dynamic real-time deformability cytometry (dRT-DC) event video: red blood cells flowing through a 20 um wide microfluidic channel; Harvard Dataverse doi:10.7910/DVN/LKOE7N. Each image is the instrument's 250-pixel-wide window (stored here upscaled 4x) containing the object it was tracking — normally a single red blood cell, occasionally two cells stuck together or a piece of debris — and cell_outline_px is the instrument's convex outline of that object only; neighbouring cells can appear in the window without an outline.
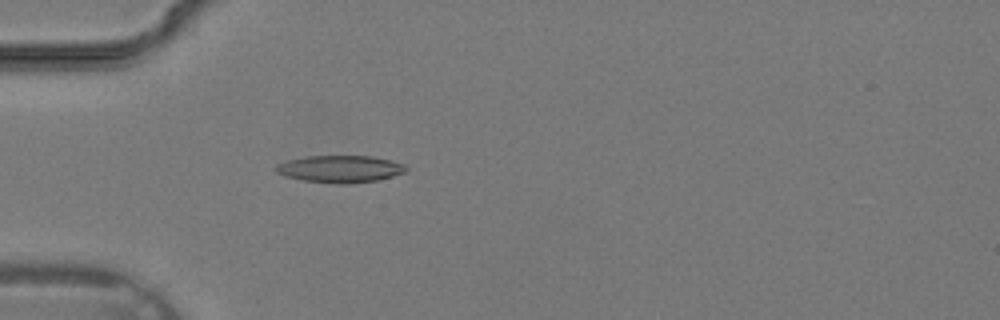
{"species": "common noctule bat (a hibernating species)", "species_latin": "Nyctalus noctula", "temperature_condition": "warm", "stored_images_in_passage": 32, "camera_frame_rate_fps": 3000, "um_per_image_px": 0.085, "animal": {"sex": "male", "body_mass_g": 19.2, "forearm_length_mm": 51.8}, "frame": {"image": 1, "passage_image": 7, "time_ms": 2.0, "image_size_px": [1000, 320], "cell_outline_px": [[408, 168], [404, 172], [392, 176], [376, 180], [344, 184], [340, 184], [304, 180], [284, 176], [276, 172], [276, 164], [288, 160], [308, 156], [372, 156], [404, 164]], "centroid_in_image_um": [28.89, 14.35], "position_along_channel_um": 56.1, "area_um2": 20.29}}
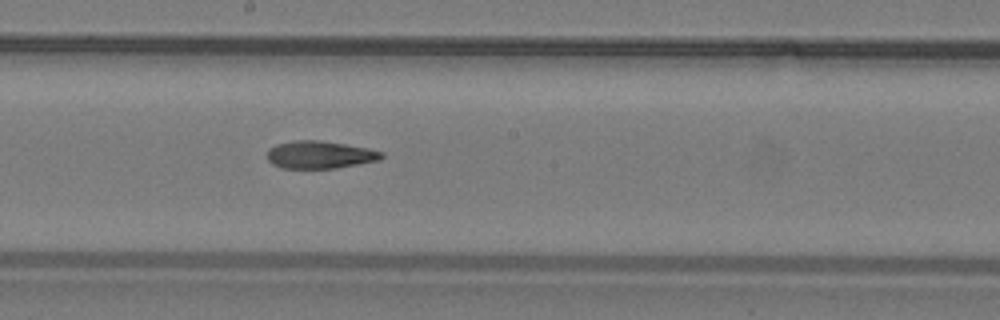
{"frame": {"image": 2, "passage_image": 16, "time_ms": 5.0, "image_size_px": [1000, 320], "cell_outline_px": [[384, 156], [380, 160], [336, 168], [280, 168], [272, 164], [268, 160], [268, 148], [276, 144], [292, 140], [320, 140], [368, 148], [384, 152]], "centroid_in_image_um": [27.18, 13.15], "position_along_channel_um": 221.0, "area_um2": 18.5}}
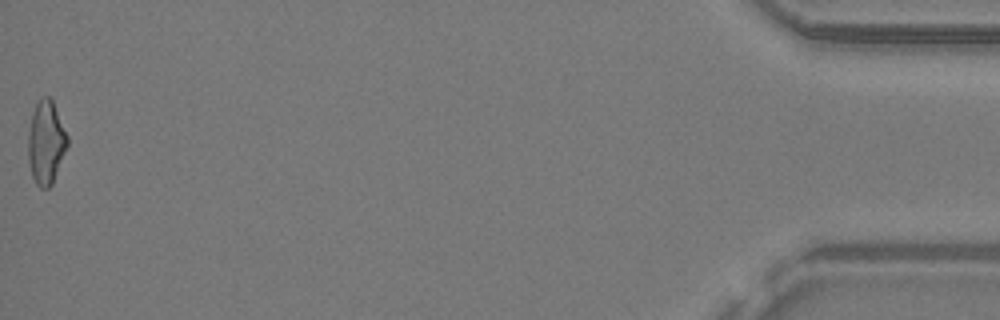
{"frame": {"image": 3, "passage_image": 32, "time_ms": 10.333, "image_size_px": [1000, 320], "cell_outline_px": [[68, 144], [52, 184], [48, 188], [40, 188], [36, 184], [32, 176], [28, 160], [28, 132], [32, 112], [40, 96], [48, 96], [52, 100], [68, 136]], "centroid_in_image_um": [3.9, 12.1], "position_along_channel_um": 431.3, "area_um2": 19.07}}